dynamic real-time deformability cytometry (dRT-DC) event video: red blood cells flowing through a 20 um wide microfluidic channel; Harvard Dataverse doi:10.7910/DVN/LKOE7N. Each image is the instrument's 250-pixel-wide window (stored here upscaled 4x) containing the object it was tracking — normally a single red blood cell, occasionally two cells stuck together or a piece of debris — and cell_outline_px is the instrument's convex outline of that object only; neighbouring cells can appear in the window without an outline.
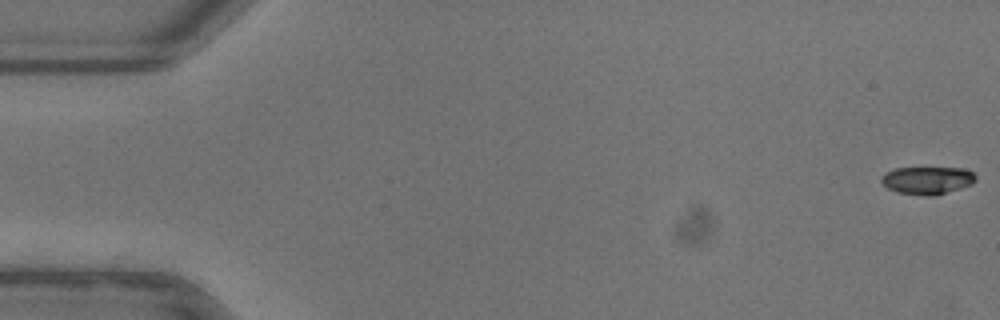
{"species": "common noctule bat (a hibernating species)", "species_latin": "Nyctalus noctula", "temperature_condition": "warm", "stored_images_in_passage": 52, "camera_frame_rate_fps": 3000, "um_per_image_px": 0.085, "animal": {"sex": "female"}, "frame": {"image": 1, "passage_image": 1, "time_ms": 0.0, "image_size_px": [1000, 320], "cell_outline_px": [[976, 180], [972, 184], [936, 196], [928, 196], [896, 192], [888, 188], [880, 180], [880, 176], [884, 172], [896, 168], [964, 168], [972, 172], [976, 176]], "centroid_in_image_um": [78.81, 15.33], "position_along_channel_um": 6.2, "area_um2": 15.32}}
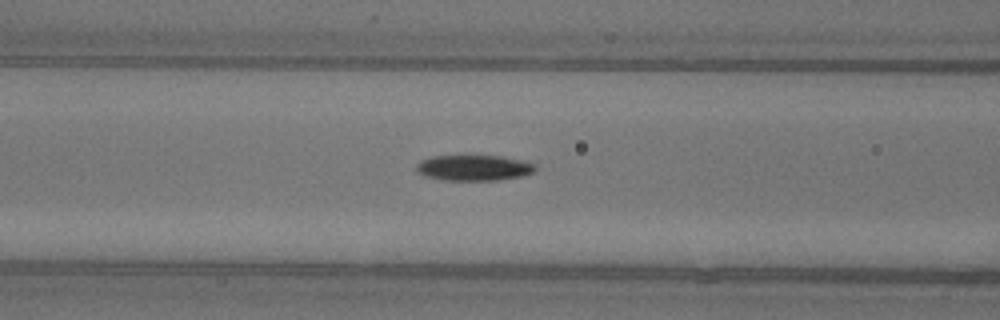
{"frame": {"image": 2, "passage_image": 22, "time_ms": 7.0, "image_size_px": [1000, 320], "cell_outline_px": [[536, 168], [532, 172], [520, 176], [496, 180], [444, 180], [424, 176], [416, 172], [416, 164], [420, 160], [432, 156], [500, 156], [520, 160], [536, 164]], "centroid_in_image_um": [40.21, 14.26], "position_along_channel_um": 126.4, "area_um2": 17.69}}
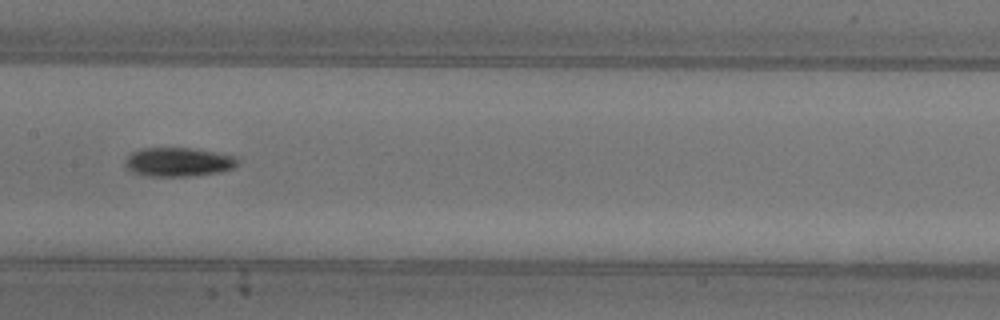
{"frame": {"image": 3, "passage_image": 27, "time_ms": 8.667, "image_size_px": [1000, 320], "cell_outline_px": [[236, 164], [232, 168], [220, 172], [188, 176], [152, 176], [132, 172], [124, 164], [124, 160], [132, 152], [140, 148], [192, 148], [236, 156]], "centroid_in_image_um": [15.12, 13.76], "position_along_channel_um": 192.3, "area_um2": 18.79}}